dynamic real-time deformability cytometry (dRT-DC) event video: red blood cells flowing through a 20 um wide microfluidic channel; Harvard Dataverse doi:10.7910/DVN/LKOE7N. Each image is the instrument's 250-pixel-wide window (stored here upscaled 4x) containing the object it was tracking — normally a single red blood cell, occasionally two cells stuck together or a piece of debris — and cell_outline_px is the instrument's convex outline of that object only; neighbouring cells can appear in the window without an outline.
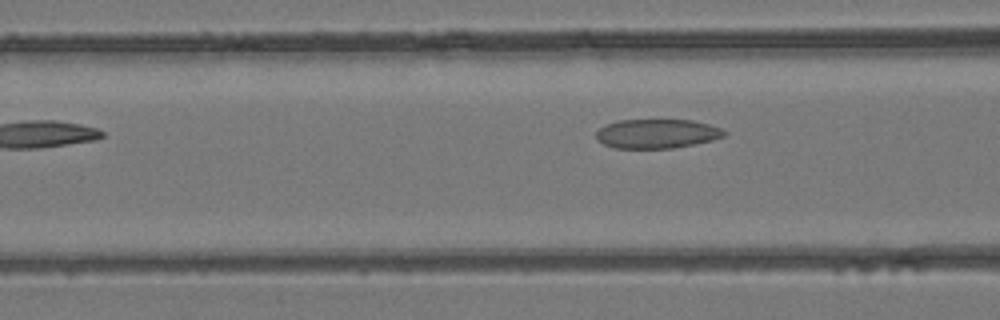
{"species": "common noctule bat (a hibernating species)", "species_latin": "Nyctalus noctula", "temperature_condition": "room temperature", "stored_images_in_passage": 5, "camera_frame_rate_fps": 3000, "um_per_image_px": 0.085, "animal": {"sex": "female", "body_mass_g": 24.6, "forearm_length_mm": 56.2}, "frame": {"image": 1, "passage_image": 5, "time_ms": 1.333, "image_size_px": [1000, 320], "cell_outline_px": [[728, 132], [724, 136], [712, 140], [672, 148], [616, 148], [604, 144], [596, 140], [596, 132], [600, 128], [616, 120], [692, 120], [724, 128]], "centroid_in_image_um": [55.85, 11.36], "position_along_channel_um": 110.7, "area_um2": 21.79}}